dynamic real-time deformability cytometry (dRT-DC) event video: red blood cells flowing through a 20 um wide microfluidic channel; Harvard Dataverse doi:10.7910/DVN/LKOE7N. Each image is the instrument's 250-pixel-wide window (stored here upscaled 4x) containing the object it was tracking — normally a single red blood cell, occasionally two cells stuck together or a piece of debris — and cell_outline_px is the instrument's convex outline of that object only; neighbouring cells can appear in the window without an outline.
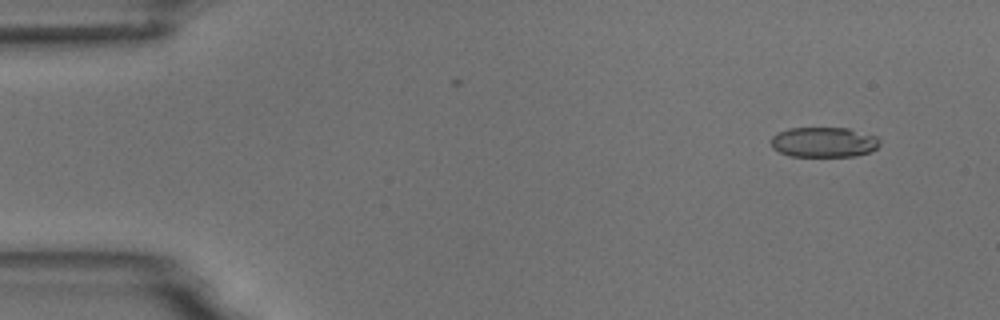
{"species": "common noctule bat (a hibernating species)", "species_latin": "Nyctalus noctula", "temperature_condition": "room temperature", "stored_images_in_passage": 9, "camera_frame_rate_fps": 3000, "um_per_image_px": 0.085, "animal": {"sex": "male", "body_mass_g": 18.8}, "frame": {"image": 1, "passage_image": 1, "time_ms": 0.0, "image_size_px": [1000, 320], "cell_outline_px": [[880, 144], [876, 148], [868, 152], [856, 156], [792, 156], [780, 152], [772, 148], [768, 140], [776, 132], [788, 128], [848, 128], [876, 136], [880, 140]], "centroid_in_image_um": [69.97, 12.08], "position_along_channel_um": 15.0, "area_um2": 19.25}}
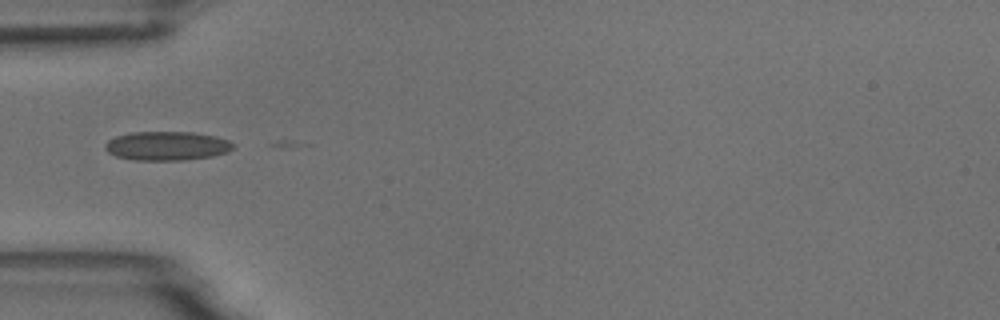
{"frame": {"image": 2, "passage_image": 4, "time_ms": 4.333, "image_size_px": [1000, 320], "cell_outline_px": [[236, 144], [228, 152], [212, 156], [184, 160], [136, 160], [116, 156], [108, 152], [104, 148], [104, 144], [108, 140], [116, 136], [132, 132], [192, 132], [216, 136], [228, 140]], "centroid_in_image_um": [14.19, 12.4], "position_along_channel_um": 70.8, "area_um2": 21.68}}